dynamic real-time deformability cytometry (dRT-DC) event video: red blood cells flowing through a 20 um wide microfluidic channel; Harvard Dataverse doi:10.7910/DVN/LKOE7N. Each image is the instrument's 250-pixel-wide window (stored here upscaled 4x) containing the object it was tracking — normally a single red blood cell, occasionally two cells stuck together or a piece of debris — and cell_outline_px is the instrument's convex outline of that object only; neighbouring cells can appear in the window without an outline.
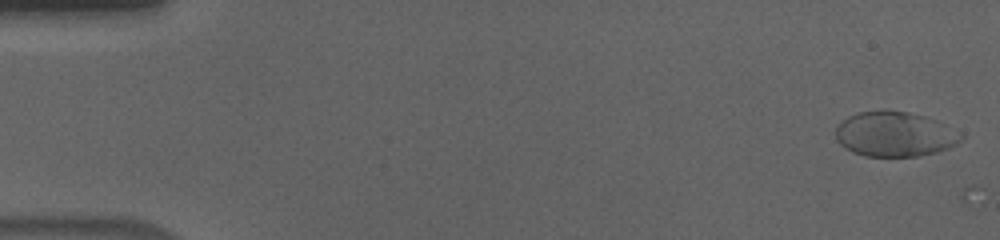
{"species": "human", "species_latin": "Homo sapiens", "temperature_condition": "cold", "stored_images_in_passage": 56, "camera_frame_rate_fps": 3000, "um_per_image_px": 0.085, "donor": {"sex": "male"}, "frame": {"image": 1, "passage_image": 1, "time_ms": 0.0, "image_size_px": [1000, 240], "cell_outline_px": [[964, 136], [956, 144], [948, 148], [936, 152], [920, 156], [864, 156], [852, 152], [844, 148], [836, 140], [836, 128], [848, 116], [860, 112], [908, 112], [924, 116]], "centroid_in_image_um": [76.0, 11.44], "position_along_channel_um": 9.0, "area_um2": 31.91}}
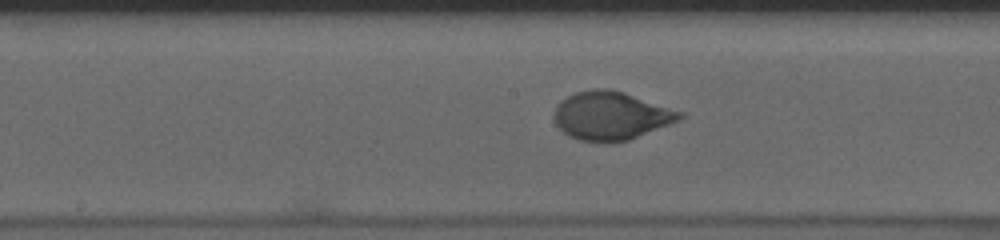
{"frame": {"image": 2, "passage_image": 29, "time_ms": 9.333, "image_size_px": [1000, 240], "cell_outline_px": [[684, 116], [680, 120], [628, 140], [580, 140], [568, 136], [556, 124], [556, 104], [560, 100], [576, 92], [592, 88], [608, 88], [624, 92], [684, 112]], "centroid_in_image_um": [51.95, 9.8], "position_along_channel_um": 196.2, "area_um2": 34.8}}
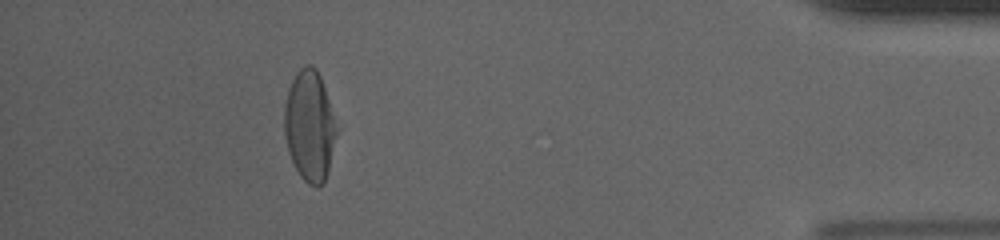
{"frame": {"image": 3, "passage_image": 51, "time_ms": 16.667, "image_size_px": [1000, 240], "cell_outline_px": [[340, 128], [328, 172], [324, 184], [316, 188], [308, 184], [300, 176], [288, 152], [284, 136], [284, 104], [288, 88], [296, 72], [304, 64], [312, 64], [316, 68], [320, 76]], "centroid_in_image_um": [26.35, 10.7], "position_along_channel_um": 408.9, "area_um2": 34.68}, "authors_computed_cell_mechanics": {"area_um2": 34.3621, "velocity_mm_per_s": 3.6075, "shape_relaxation_time_tau1_ms": 3.2321, "shape_relaxation_time_tau2_ms": null, "deformation_change_tau1": 0.1733, "deformation_change_tau2": null}}